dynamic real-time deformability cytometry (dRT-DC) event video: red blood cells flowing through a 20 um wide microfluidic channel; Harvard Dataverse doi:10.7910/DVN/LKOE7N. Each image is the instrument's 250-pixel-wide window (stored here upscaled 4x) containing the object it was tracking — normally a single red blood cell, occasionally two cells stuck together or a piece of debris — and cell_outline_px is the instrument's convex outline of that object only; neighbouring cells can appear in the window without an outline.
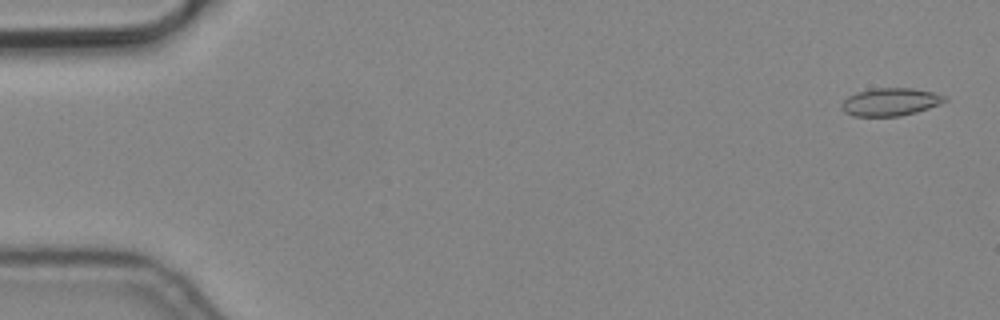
{"species": "common noctule bat (a hibernating species)", "species_latin": "Nyctalus noctula", "temperature_condition": "cold", "stored_images_in_passage": 6, "camera_frame_rate_fps": 3000, "um_per_image_px": 0.085, "animal": {"sex": "male", "body_mass_g": 19.2, "forearm_length_mm": 51.8}, "frame": {"image": 1, "passage_image": 1, "time_ms": 0.0, "image_size_px": [1000, 320], "cell_outline_px": [[948, 100], [940, 104], [916, 112], [900, 116], [852, 116], [844, 112], [840, 108], [840, 104], [848, 96], [856, 92], [872, 88], [912, 88], [932, 92], [944, 96]], "centroid_in_image_um": [75.64, 8.66], "position_along_channel_um": 9.4, "area_um2": 16.76}}
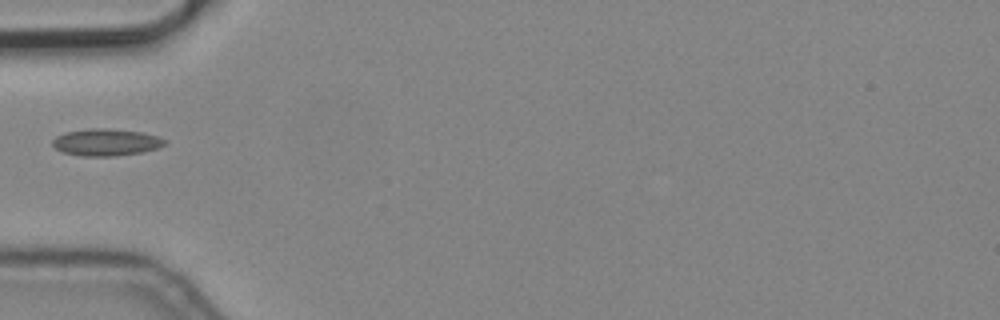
{"frame": {"image": 2, "passage_image": 5, "time_ms": 1.333, "image_size_px": [1000, 320], "cell_outline_px": [[168, 140], [164, 144], [156, 148], [144, 152], [116, 156], [80, 156], [60, 152], [52, 144], [52, 140], [56, 136], [64, 132], [88, 128], [104, 128], [140, 132], [156, 136]], "centroid_in_image_um": [8.97, 12.1], "position_along_channel_um": 76.0, "area_um2": 17.74}}
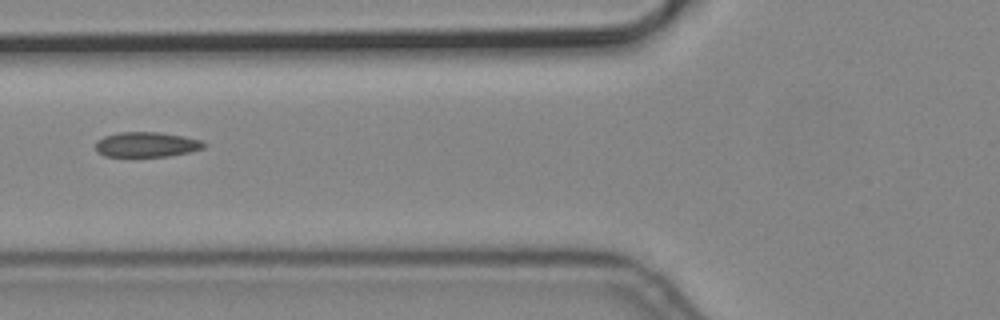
{"frame": {"image": 3, "passage_image": 6, "time_ms": 1.667, "image_size_px": [1000, 320], "cell_outline_px": [[208, 144], [204, 148], [188, 152], [168, 156], [104, 156], [96, 152], [96, 140], [104, 136], [120, 132], [160, 132], [184, 136], [200, 140]], "centroid_in_image_um": [12.45, 12.28], "position_along_channel_um": 113.4, "area_um2": 15.84}}